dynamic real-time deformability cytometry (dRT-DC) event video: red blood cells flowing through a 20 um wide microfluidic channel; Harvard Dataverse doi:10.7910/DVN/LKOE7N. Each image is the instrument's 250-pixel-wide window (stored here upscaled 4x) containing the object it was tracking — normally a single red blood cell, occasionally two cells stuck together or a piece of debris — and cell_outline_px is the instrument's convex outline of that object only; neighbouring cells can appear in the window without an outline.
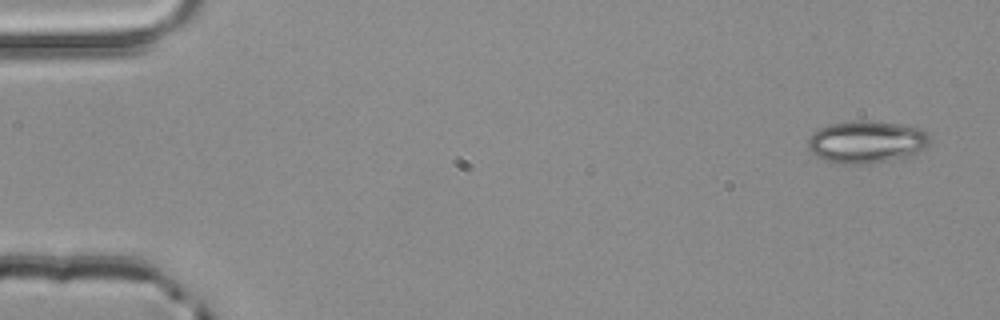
{"species": "common noctule bat (a hibernating species)", "species_latin": "Nyctalus noctula", "temperature_condition": "room temperature", "stored_images_in_passage": 5, "segment_of_instrument_passage": [1, 2], "camera_frame_rate_fps": 3000, "um_per_image_px": 0.085, "animal": {"sex": "male", "body_mass_g": 20.4}, "frame": {"image": 1, "passage_image": 1, "time_ms": 0.0, "image_size_px": [1000, 320], "cell_outline_px": [[932, 136], [928, 144], [924, 148], [912, 156], [868, 164], [840, 164], [824, 160], [816, 156], [808, 148], [808, 140], [816, 128], [828, 124], [856, 120], [868, 120], [900, 124], [924, 128]], "centroid_in_image_um": [73.68, 12.05], "position_along_channel_um": 11.3, "area_um2": 30.69}}